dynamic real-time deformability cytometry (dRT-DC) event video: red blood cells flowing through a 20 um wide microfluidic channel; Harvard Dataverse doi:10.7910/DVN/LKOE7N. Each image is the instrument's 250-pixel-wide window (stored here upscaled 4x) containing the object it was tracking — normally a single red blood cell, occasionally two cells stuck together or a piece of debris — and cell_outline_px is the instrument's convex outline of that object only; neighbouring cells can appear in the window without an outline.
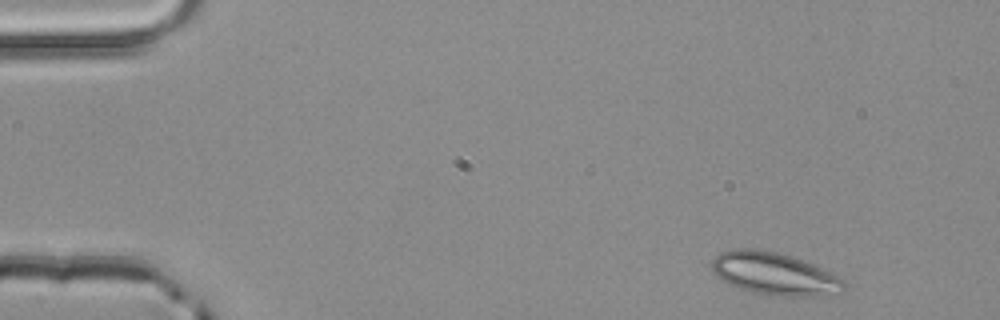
{"species": "common noctule bat (a hibernating species)", "species_latin": "Nyctalus noctula", "temperature_condition": "room temperature", "stored_images_in_passage": 4, "camera_frame_rate_fps": 3000, "um_per_image_px": 0.085, "animal": {"sex": "male", "body_mass_g": 20.4}, "frame": {"image": 1, "passage_image": 1, "time_ms": 0.0, "image_size_px": [1000, 320], "cell_outline_px": [[844, 288], [840, 292], [816, 296], [776, 296], [752, 292], [740, 288], [716, 276], [712, 272], [712, 260], [720, 252], [732, 248], [756, 248], [776, 252], [792, 256], [812, 264], [844, 280]], "centroid_in_image_um": [65.78, 23.25], "position_along_channel_um": 19.2, "area_um2": 32.43}}